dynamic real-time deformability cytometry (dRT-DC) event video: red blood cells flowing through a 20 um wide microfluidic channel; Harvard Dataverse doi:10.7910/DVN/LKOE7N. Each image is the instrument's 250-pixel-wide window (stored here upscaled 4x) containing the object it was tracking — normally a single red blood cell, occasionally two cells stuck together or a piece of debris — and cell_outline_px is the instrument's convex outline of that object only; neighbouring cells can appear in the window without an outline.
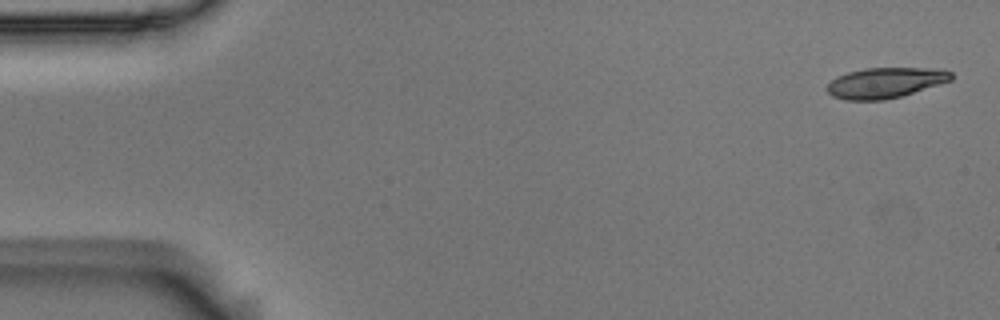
{"species": "Egyptian fruit bat (a non-hibernating species)", "species_latin": "Rousettus aegyptiacus", "temperature_condition": "room temperature", "stored_images_in_passage": 54, "camera_frame_rate_fps": 3000, "um_per_image_px": 0.085, "animal": {"sex": "male"}, "frame": {"image": 1, "passage_image": 2, "time_ms": 0.333, "image_size_px": [1000, 320], "cell_outline_px": [[952, 80], [900, 96], [880, 100], [848, 100], [832, 96], [828, 92], [828, 84], [832, 80], [848, 72], [868, 68], [916, 68], [952, 72]], "centroid_in_image_um": [75.21, 7.04], "position_along_channel_um": 9.8, "area_um2": 21.33}}
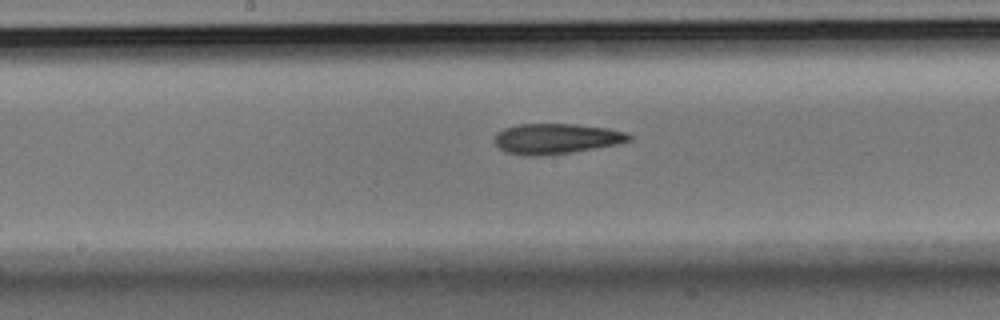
{"frame": {"image": 2, "passage_image": 28, "time_ms": 9.0, "image_size_px": [1000, 320], "cell_outline_px": [[632, 140], [616, 144], [568, 152], [508, 152], [500, 148], [496, 144], [496, 136], [504, 128], [520, 124], [572, 124], [608, 128], [628, 132], [632, 136]], "centroid_in_image_um": [47.4, 11.72], "position_along_channel_um": 200.8, "area_um2": 22.31}}
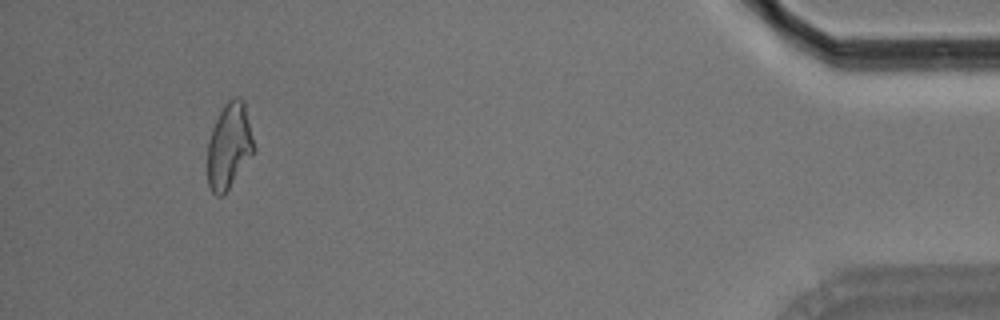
{"frame": {"image": 3, "passage_image": 51, "time_ms": 16.667, "image_size_px": [1000, 320], "cell_outline_px": [[256, 148], [224, 196], [216, 196], [212, 192], [208, 184], [208, 140], [212, 128], [224, 104], [232, 96], [240, 96], [244, 100]], "centroid_in_image_um": [19.49, 12.38], "position_along_channel_um": 415.7, "area_um2": 23.29}, "authors_computed_cell_mechanics": {"area_um2": 23.1489, "velocity_mm_per_s": 3.6907, "shape_relaxation_time_tau1_ms": null, "shape_relaxation_time_tau2_ms": 3.424, "deformation_change_tau1": null, "deformation_change_tau2": 0.1295}}